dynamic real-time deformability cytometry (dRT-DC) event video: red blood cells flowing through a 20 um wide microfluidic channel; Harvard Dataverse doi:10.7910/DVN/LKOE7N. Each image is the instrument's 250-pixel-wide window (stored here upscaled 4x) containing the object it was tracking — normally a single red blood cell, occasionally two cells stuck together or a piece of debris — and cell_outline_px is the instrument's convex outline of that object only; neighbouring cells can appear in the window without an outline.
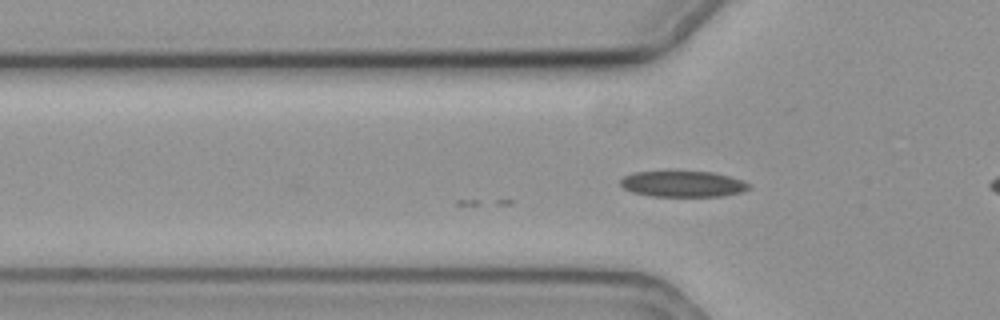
{"species": "common noctule bat (a hibernating species)", "species_latin": "Nyctalus noctula", "temperature_condition": "cold", "stored_images_in_passage": 7, "camera_frame_rate_fps": 3000, "um_per_image_px": 0.085, "animal": {"sex": "female", "body_mass_g": 19.3, "forearm_length_mm": 54.1}, "frame": {"image": 1, "passage_image": 7, "time_ms": 2.0, "image_size_px": [1000, 320], "cell_outline_px": [[752, 188], [744, 192], [724, 196], [652, 196], [632, 192], [624, 188], [620, 184], [620, 180], [624, 176], [632, 172], [712, 172], [732, 176], [744, 180], [752, 184]], "centroid_in_image_um": [58.13, 15.64], "position_along_channel_um": 67.7, "area_um2": 19.65}}